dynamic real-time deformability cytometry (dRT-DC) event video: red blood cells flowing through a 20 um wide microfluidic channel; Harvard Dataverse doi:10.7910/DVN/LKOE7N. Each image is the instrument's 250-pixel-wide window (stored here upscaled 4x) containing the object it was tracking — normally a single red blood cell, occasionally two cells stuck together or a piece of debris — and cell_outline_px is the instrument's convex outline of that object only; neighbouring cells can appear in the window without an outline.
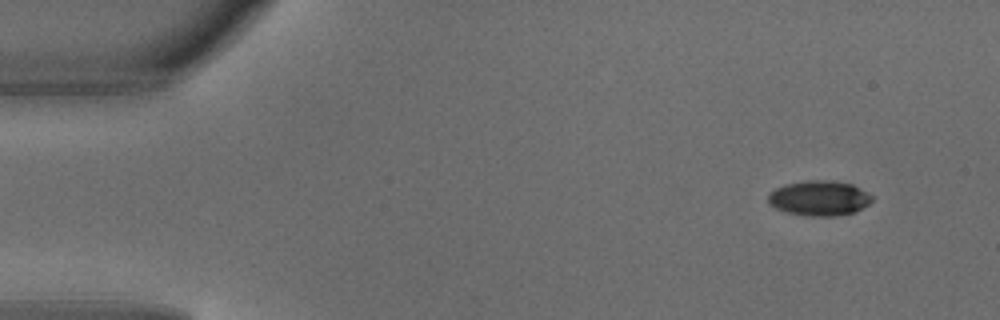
{"species": "common noctule bat (a hibernating species)", "species_latin": "Nyctalus noctula", "temperature_condition": "warm", "stored_images_in_passage": 4, "camera_frame_rate_fps": 3000, "um_per_image_px": 0.085, "animal": {"sex": "male", "body_mass_g": 18.8}, "frame": {"image": 1, "passage_image": 1, "time_ms": 0.0, "image_size_px": [1000, 320], "cell_outline_px": [[872, 200], [868, 204], [856, 212], [836, 216], [808, 216], [788, 212], [776, 208], [768, 204], [768, 192], [784, 184], [808, 180], [824, 180], [852, 184], [868, 192], [872, 196]], "centroid_in_image_um": [69.62, 16.84], "position_along_channel_um": 15.4, "area_um2": 21.27}}
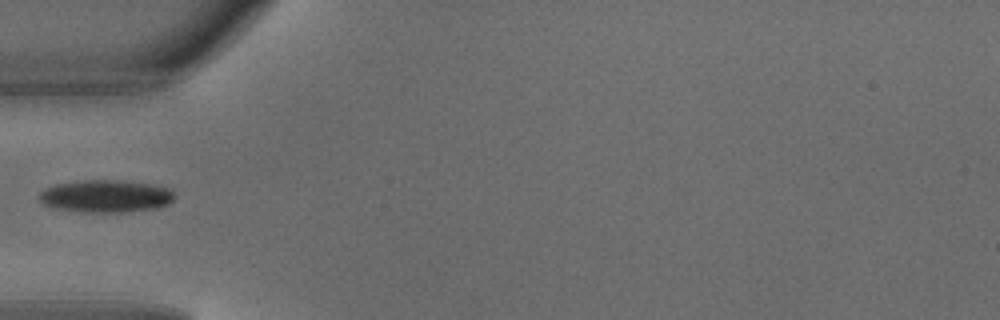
{"frame": {"image": 2, "passage_image": 4, "time_ms": 1.0, "image_size_px": [1000, 320], "cell_outline_px": [[176, 196], [168, 204], [156, 208], [120, 212], [84, 212], [44, 204], [40, 200], [40, 192], [56, 184], [84, 180], [120, 180], [152, 184], [172, 188]], "centroid_in_image_um": [9.09, 16.65], "position_along_channel_um": 75.9, "area_um2": 25.26}}